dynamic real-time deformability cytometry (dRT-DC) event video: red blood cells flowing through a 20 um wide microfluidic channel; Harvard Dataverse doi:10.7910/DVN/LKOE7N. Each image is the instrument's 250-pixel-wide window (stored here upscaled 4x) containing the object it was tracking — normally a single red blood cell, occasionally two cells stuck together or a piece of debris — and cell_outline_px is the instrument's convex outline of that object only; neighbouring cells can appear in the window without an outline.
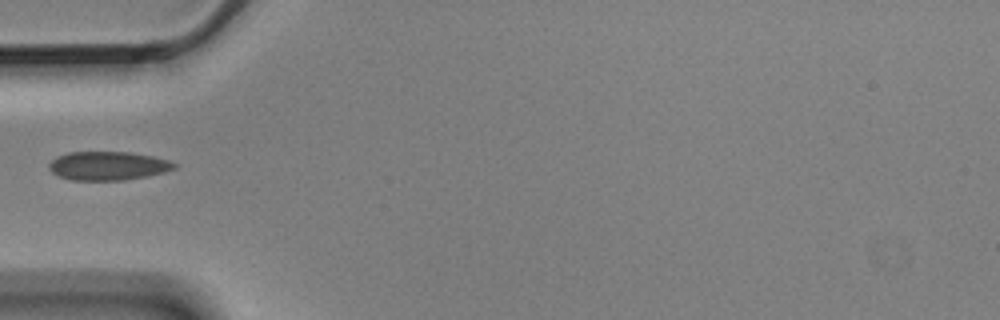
{"species": "Egyptian fruit bat (a non-hibernating species)", "species_latin": "Rousettus aegyptiacus", "temperature_condition": "cold", "stored_images_in_passage": 13, "camera_frame_rate_fps": 3000, "um_per_image_px": 0.085, "animal": {"sex": "male"}, "frame": {"image": 1, "passage_image": 4, "time_ms": 1.0, "image_size_px": [1000, 320], "cell_outline_px": [[176, 168], [164, 172], [148, 176], [124, 180], [72, 180], [60, 176], [52, 172], [48, 168], [48, 164], [56, 156], [68, 152], [128, 152], [152, 156], [168, 160], [176, 164]], "centroid_in_image_um": [9.16, 14.09], "position_along_channel_um": 75.8, "area_um2": 20.92}}
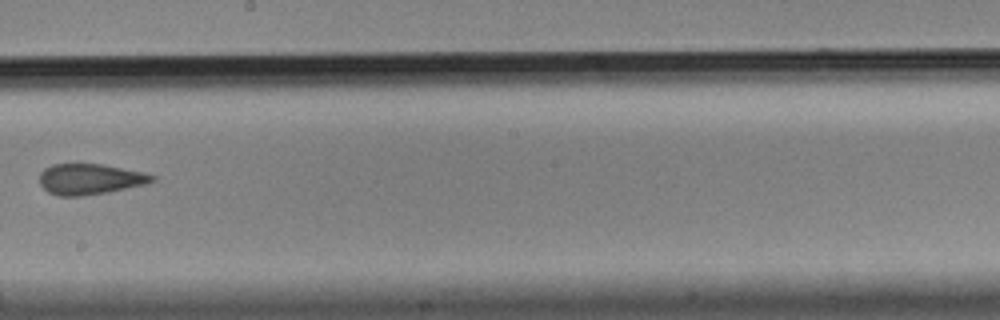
{"frame": {"image": 2, "passage_image": 8, "time_ms": 2.333, "image_size_px": [1000, 320], "cell_outline_px": [[156, 180], [148, 184], [108, 192], [80, 196], [60, 196], [48, 192], [40, 184], [40, 172], [44, 168], [52, 164], [100, 164], [144, 172], [156, 176]], "centroid_in_image_um": [7.67, 15.23], "position_along_channel_um": 240.5, "area_um2": 20.23}}
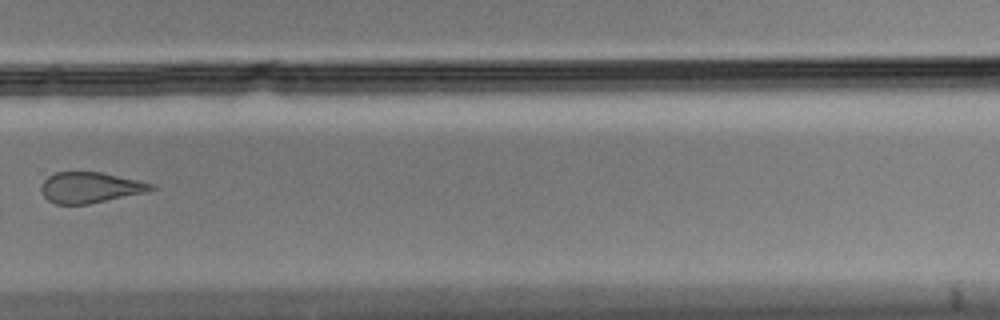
{"frame": {"image": 3, "passage_image": 10, "time_ms": 3.0, "image_size_px": [1000, 320], "cell_outline_px": [[156, 188], [144, 192], [88, 204], [56, 204], [48, 200], [44, 196], [40, 188], [44, 180], [48, 176], [56, 172], [100, 172], [140, 180], [156, 184]], "centroid_in_image_um": [7.66, 15.93], "position_along_channel_um": 322.1, "area_um2": 19.59}}